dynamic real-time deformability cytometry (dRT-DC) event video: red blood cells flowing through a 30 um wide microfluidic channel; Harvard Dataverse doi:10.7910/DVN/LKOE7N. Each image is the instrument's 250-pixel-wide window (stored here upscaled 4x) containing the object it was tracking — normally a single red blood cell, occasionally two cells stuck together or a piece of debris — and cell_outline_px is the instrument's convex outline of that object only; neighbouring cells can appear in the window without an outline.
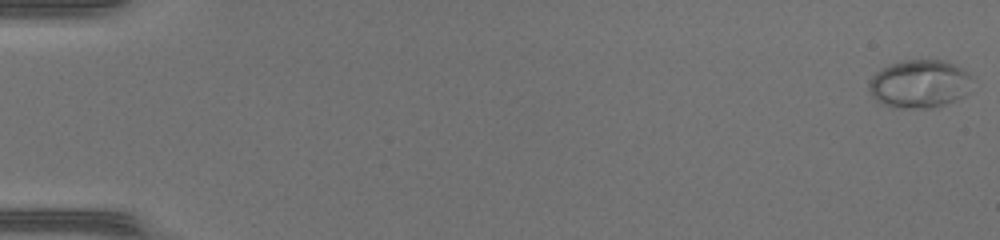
{"species": "common noctule bat (a hibernating species)", "species_latin": "Nyctalus noctula", "temperature_condition": "warm", "stored_images_in_passage": 49, "camera_frame_rate_fps": 3000, "um_per_image_px": 0.085, "animal": {"sex": "female", "body_mass_g": 17.0, "forearm_length_mm": 48.0}, "frame": {"image": 1, "passage_image": 1, "time_ms": 0.0, "image_size_px": [1000, 240], "cell_outline_px": [[968, 92], [964, 96], [956, 100], [932, 108], [892, 108], [876, 100], [868, 92], [868, 80], [876, 72], [888, 64], [900, 60], [944, 60], [956, 64], [964, 68], [968, 72]], "centroid_in_image_um": [78.1, 7.12], "position_along_channel_um": 6.9, "area_um2": 29.25}}
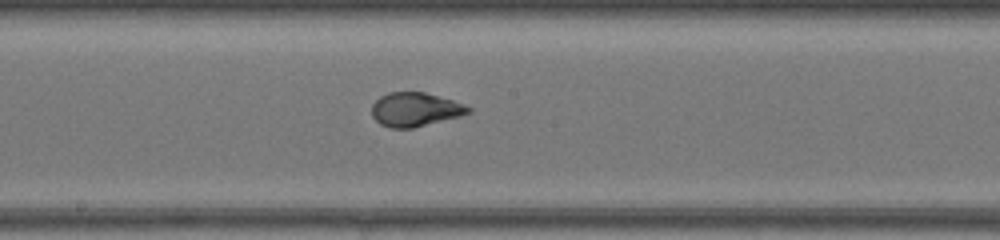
{"frame": {"image": 2, "passage_image": 28, "time_ms": 9.0, "image_size_px": [1000, 240], "cell_outline_px": [[472, 112], [460, 116], [412, 128], [392, 128], [380, 124], [372, 116], [372, 104], [380, 96], [388, 92], [424, 92], [452, 100], [464, 104], [472, 108]], "centroid_in_image_um": [35.28, 9.3], "position_along_channel_um": 212.9, "area_um2": 19.02}}
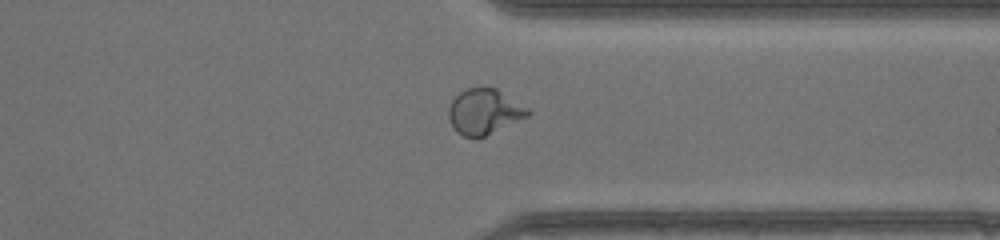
{"frame": {"image": 3, "passage_image": 39, "time_ms": 12.667, "image_size_px": [1000, 240], "cell_outline_px": [[532, 112], [528, 116], [484, 136], [464, 136], [456, 132], [448, 116], [448, 108], [452, 100], [460, 92], [468, 88], [496, 88], [528, 108]], "centroid_in_image_um": [41.15, 9.48], "position_along_channel_um": 370.2, "area_um2": 20.52}, "authors_computed_cell_mechanics": {"area_um2": 21.4438, "velocity_mm_per_s": 4.3095, "shape_relaxation_time_tau1_ms": 6.5667, "shape_relaxation_time_tau2_ms": null, "deformation_change_tau1": 0.2912, "deformation_change_tau2": null}}